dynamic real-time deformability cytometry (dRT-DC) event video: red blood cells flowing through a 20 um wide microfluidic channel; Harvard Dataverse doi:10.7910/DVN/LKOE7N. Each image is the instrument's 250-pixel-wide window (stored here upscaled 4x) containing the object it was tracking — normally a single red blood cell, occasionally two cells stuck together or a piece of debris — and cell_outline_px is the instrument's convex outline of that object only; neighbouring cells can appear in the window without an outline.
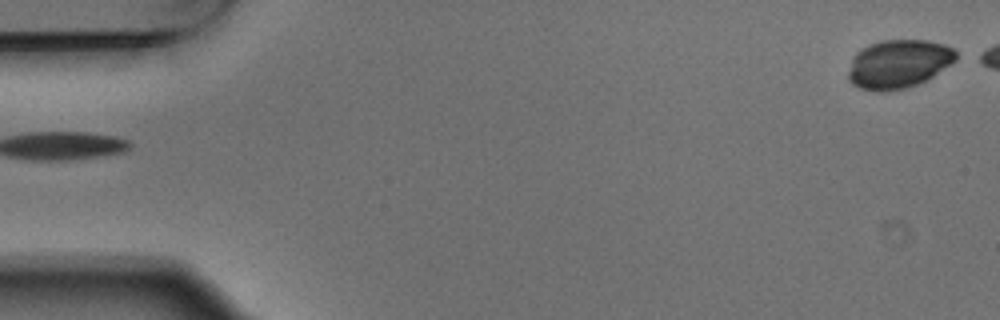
{"species": "Egyptian fruit bat (a non-hibernating species)", "species_latin": "Rousettus aegyptiacus", "temperature_condition": "warm", "stored_images_in_passage": 2, "segment_of_instrument_passage": [2, 2], "camera_frame_rate_fps": 3000, "um_per_image_px": 0.085, "animal": {"sex": "male"}, "frame": {"image": 1, "passage_image": 2, "time_ms": 0.333, "image_size_px": [1000, 320], "cell_outline_px": [[956, 60], [952, 64], [932, 76], [916, 84], [904, 88], [888, 92], [880, 92], [860, 88], [852, 84], [848, 80], [848, 72], [852, 56], [856, 52], [868, 44], [880, 40], [928, 40], [944, 44], [952, 48], [956, 52]], "centroid_in_image_um": [76.34, 5.43], "position_along_channel_um": 8.7, "area_um2": 30.63}}